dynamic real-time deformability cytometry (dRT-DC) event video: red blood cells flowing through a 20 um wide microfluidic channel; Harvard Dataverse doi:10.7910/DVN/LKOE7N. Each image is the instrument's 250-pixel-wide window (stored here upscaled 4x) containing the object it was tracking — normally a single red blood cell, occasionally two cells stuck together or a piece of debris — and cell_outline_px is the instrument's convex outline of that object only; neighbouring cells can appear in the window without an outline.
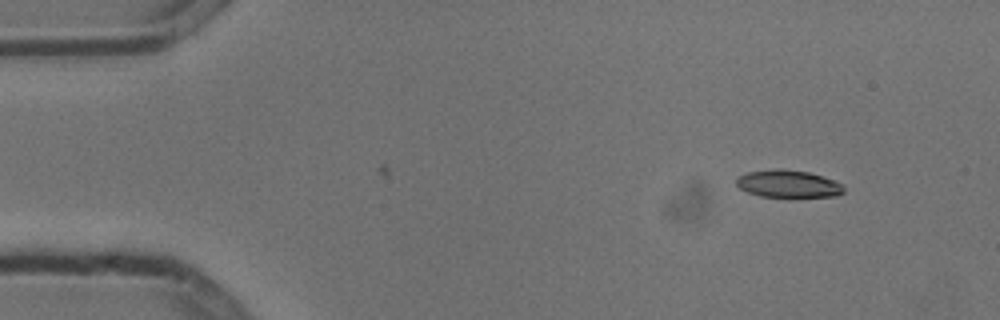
{"species": "common noctule bat (a hibernating species)", "species_latin": "Nyctalus noctula", "temperature_condition": "cold", "stored_images_in_passage": 3, "camera_frame_rate_fps": 3000, "um_per_image_px": 0.085, "animal": {"sex": "male", "body_mass_g": 13.3}, "frame": {"image": 1, "passage_image": 3, "time_ms": 0.667, "image_size_px": [1000, 320], "cell_outline_px": [[844, 192], [836, 196], [760, 196], [748, 192], [740, 188], [736, 184], [736, 176], [748, 172], [772, 168], [780, 168], [808, 172], [844, 184]], "centroid_in_image_um": [66.96, 15.6], "position_along_channel_um": 18.0, "area_um2": 17.05}}